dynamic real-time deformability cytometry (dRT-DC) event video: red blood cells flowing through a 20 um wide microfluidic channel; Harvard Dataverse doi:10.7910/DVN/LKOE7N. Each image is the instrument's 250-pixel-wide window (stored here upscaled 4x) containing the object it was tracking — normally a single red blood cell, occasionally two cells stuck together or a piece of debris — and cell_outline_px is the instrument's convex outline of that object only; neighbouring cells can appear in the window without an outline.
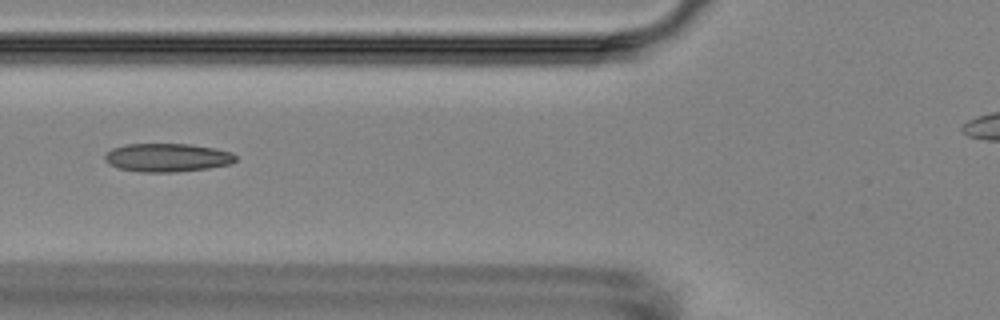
{"species": "Egyptian fruit bat (a non-hibernating species)", "species_latin": "Rousettus aegyptiacus", "temperature_condition": "room temperature", "stored_images_in_passage": 3, "camera_frame_rate_fps": 3000, "um_per_image_px": 0.085, "animal": {"sex": "female"}, "frame": {"image": 1, "passage_image": 3, "time_ms": 2.333, "image_size_px": [1000, 320], "cell_outline_px": [[236, 160], [232, 164], [208, 168], [176, 172], [140, 172], [116, 168], [108, 164], [104, 160], [104, 156], [112, 148], [124, 144], [192, 144], [216, 148], [232, 152], [236, 156]], "centroid_in_image_um": [14.21, 13.39], "position_along_channel_um": 111.6, "area_um2": 21.96}}